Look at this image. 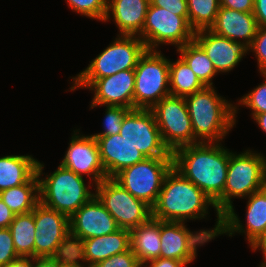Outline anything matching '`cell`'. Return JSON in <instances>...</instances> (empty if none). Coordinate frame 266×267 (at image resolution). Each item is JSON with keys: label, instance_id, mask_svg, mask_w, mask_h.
I'll list each match as a JSON object with an SVG mask.
<instances>
[{"label": "cell", "instance_id": "cb8c5ba5", "mask_svg": "<svg viewBox=\"0 0 266 267\" xmlns=\"http://www.w3.org/2000/svg\"><path fill=\"white\" fill-rule=\"evenodd\" d=\"M130 246L139 263H144L160 257V220L151 217L130 231Z\"/></svg>", "mask_w": 266, "mask_h": 267}, {"label": "cell", "instance_id": "bcb514c9", "mask_svg": "<svg viewBox=\"0 0 266 267\" xmlns=\"http://www.w3.org/2000/svg\"><path fill=\"white\" fill-rule=\"evenodd\" d=\"M68 267H81V266H78L74 262H72Z\"/></svg>", "mask_w": 266, "mask_h": 267}, {"label": "cell", "instance_id": "ab89813d", "mask_svg": "<svg viewBox=\"0 0 266 267\" xmlns=\"http://www.w3.org/2000/svg\"><path fill=\"white\" fill-rule=\"evenodd\" d=\"M147 265L148 267H186V265L180 260L162 257L150 260L144 263L142 267H147Z\"/></svg>", "mask_w": 266, "mask_h": 267}, {"label": "cell", "instance_id": "83f0119b", "mask_svg": "<svg viewBox=\"0 0 266 267\" xmlns=\"http://www.w3.org/2000/svg\"><path fill=\"white\" fill-rule=\"evenodd\" d=\"M9 229L15 250L19 256L34 257L35 222L34 209L14 216Z\"/></svg>", "mask_w": 266, "mask_h": 267}, {"label": "cell", "instance_id": "f1b7e54d", "mask_svg": "<svg viewBox=\"0 0 266 267\" xmlns=\"http://www.w3.org/2000/svg\"><path fill=\"white\" fill-rule=\"evenodd\" d=\"M177 52L205 86H213L212 78L218 73L205 51L194 40L177 48Z\"/></svg>", "mask_w": 266, "mask_h": 267}, {"label": "cell", "instance_id": "836d02e7", "mask_svg": "<svg viewBox=\"0 0 266 267\" xmlns=\"http://www.w3.org/2000/svg\"><path fill=\"white\" fill-rule=\"evenodd\" d=\"M18 257L10 229L0 228V267H6Z\"/></svg>", "mask_w": 266, "mask_h": 267}, {"label": "cell", "instance_id": "74e56055", "mask_svg": "<svg viewBox=\"0 0 266 267\" xmlns=\"http://www.w3.org/2000/svg\"><path fill=\"white\" fill-rule=\"evenodd\" d=\"M72 262L73 255L33 257V267H68Z\"/></svg>", "mask_w": 266, "mask_h": 267}, {"label": "cell", "instance_id": "7bdbcfd3", "mask_svg": "<svg viewBox=\"0 0 266 267\" xmlns=\"http://www.w3.org/2000/svg\"><path fill=\"white\" fill-rule=\"evenodd\" d=\"M250 246L253 251L259 249L263 252L264 261L262 263H266V229Z\"/></svg>", "mask_w": 266, "mask_h": 267}, {"label": "cell", "instance_id": "603a6c76", "mask_svg": "<svg viewBox=\"0 0 266 267\" xmlns=\"http://www.w3.org/2000/svg\"><path fill=\"white\" fill-rule=\"evenodd\" d=\"M149 4V0H107L104 22L112 16L119 35L138 36L142 32Z\"/></svg>", "mask_w": 266, "mask_h": 267}, {"label": "cell", "instance_id": "4fadbf2b", "mask_svg": "<svg viewBox=\"0 0 266 267\" xmlns=\"http://www.w3.org/2000/svg\"><path fill=\"white\" fill-rule=\"evenodd\" d=\"M186 226L185 222L160 220V257L177 259L187 266L194 262L199 245L203 246L216 236H220L222 230V225H215L209 230L192 232Z\"/></svg>", "mask_w": 266, "mask_h": 267}, {"label": "cell", "instance_id": "9a60e30c", "mask_svg": "<svg viewBox=\"0 0 266 267\" xmlns=\"http://www.w3.org/2000/svg\"><path fill=\"white\" fill-rule=\"evenodd\" d=\"M71 91L88 88L94 91L90 108L97 106H121L134 109V69L119 71L99 79H73Z\"/></svg>", "mask_w": 266, "mask_h": 267}, {"label": "cell", "instance_id": "3957f363", "mask_svg": "<svg viewBox=\"0 0 266 267\" xmlns=\"http://www.w3.org/2000/svg\"><path fill=\"white\" fill-rule=\"evenodd\" d=\"M184 98L198 142L219 143L236 124L237 106L218 95L214 86H206Z\"/></svg>", "mask_w": 266, "mask_h": 267}, {"label": "cell", "instance_id": "f35d334b", "mask_svg": "<svg viewBox=\"0 0 266 267\" xmlns=\"http://www.w3.org/2000/svg\"><path fill=\"white\" fill-rule=\"evenodd\" d=\"M220 7H226L239 12L253 13L254 0H220Z\"/></svg>", "mask_w": 266, "mask_h": 267}, {"label": "cell", "instance_id": "52a82bcc", "mask_svg": "<svg viewBox=\"0 0 266 267\" xmlns=\"http://www.w3.org/2000/svg\"><path fill=\"white\" fill-rule=\"evenodd\" d=\"M173 167V157L145 158L117 173L113 179L135 198L153 207L157 202L167 173Z\"/></svg>", "mask_w": 266, "mask_h": 267}, {"label": "cell", "instance_id": "7a4b0ae2", "mask_svg": "<svg viewBox=\"0 0 266 267\" xmlns=\"http://www.w3.org/2000/svg\"><path fill=\"white\" fill-rule=\"evenodd\" d=\"M215 203L174 167L164 178L152 217L161 221L186 222L203 219Z\"/></svg>", "mask_w": 266, "mask_h": 267}, {"label": "cell", "instance_id": "2e32d148", "mask_svg": "<svg viewBox=\"0 0 266 267\" xmlns=\"http://www.w3.org/2000/svg\"><path fill=\"white\" fill-rule=\"evenodd\" d=\"M69 226L73 247L82 240L108 235L120 229L95 195L69 218Z\"/></svg>", "mask_w": 266, "mask_h": 267}, {"label": "cell", "instance_id": "ac0fdd59", "mask_svg": "<svg viewBox=\"0 0 266 267\" xmlns=\"http://www.w3.org/2000/svg\"><path fill=\"white\" fill-rule=\"evenodd\" d=\"M130 244V230L122 228L108 235L85 239L74 247L73 262L81 267H92L115 254L130 250Z\"/></svg>", "mask_w": 266, "mask_h": 267}, {"label": "cell", "instance_id": "f546056e", "mask_svg": "<svg viewBox=\"0 0 266 267\" xmlns=\"http://www.w3.org/2000/svg\"><path fill=\"white\" fill-rule=\"evenodd\" d=\"M220 9V0H187L188 22L196 32L210 29Z\"/></svg>", "mask_w": 266, "mask_h": 267}, {"label": "cell", "instance_id": "ffe728a7", "mask_svg": "<svg viewBox=\"0 0 266 267\" xmlns=\"http://www.w3.org/2000/svg\"><path fill=\"white\" fill-rule=\"evenodd\" d=\"M193 40L205 51L217 73L233 70L249 51L242 41H232L210 29L196 31Z\"/></svg>", "mask_w": 266, "mask_h": 267}, {"label": "cell", "instance_id": "277c9868", "mask_svg": "<svg viewBox=\"0 0 266 267\" xmlns=\"http://www.w3.org/2000/svg\"><path fill=\"white\" fill-rule=\"evenodd\" d=\"M266 187V157L254 151L230 152L227 179L223 194L214 202L216 225H222L224 215L233 205L232 198L250 196Z\"/></svg>", "mask_w": 266, "mask_h": 267}, {"label": "cell", "instance_id": "d590c367", "mask_svg": "<svg viewBox=\"0 0 266 267\" xmlns=\"http://www.w3.org/2000/svg\"><path fill=\"white\" fill-rule=\"evenodd\" d=\"M92 267H142L132 250L115 254Z\"/></svg>", "mask_w": 266, "mask_h": 267}, {"label": "cell", "instance_id": "30bf717a", "mask_svg": "<svg viewBox=\"0 0 266 267\" xmlns=\"http://www.w3.org/2000/svg\"><path fill=\"white\" fill-rule=\"evenodd\" d=\"M195 31L188 17L175 15L164 8L148 6L142 32L138 35L147 50H157L160 44H172L179 48L193 41Z\"/></svg>", "mask_w": 266, "mask_h": 267}, {"label": "cell", "instance_id": "7c38bea8", "mask_svg": "<svg viewBox=\"0 0 266 267\" xmlns=\"http://www.w3.org/2000/svg\"><path fill=\"white\" fill-rule=\"evenodd\" d=\"M150 110L154 114L163 143L171 153L180 147L199 143L193 134L184 97L169 95Z\"/></svg>", "mask_w": 266, "mask_h": 267}, {"label": "cell", "instance_id": "5bb4252c", "mask_svg": "<svg viewBox=\"0 0 266 267\" xmlns=\"http://www.w3.org/2000/svg\"><path fill=\"white\" fill-rule=\"evenodd\" d=\"M119 134L146 158L173 157L163 143L150 109H131L123 119Z\"/></svg>", "mask_w": 266, "mask_h": 267}, {"label": "cell", "instance_id": "d6a6232c", "mask_svg": "<svg viewBox=\"0 0 266 267\" xmlns=\"http://www.w3.org/2000/svg\"><path fill=\"white\" fill-rule=\"evenodd\" d=\"M264 77V83L256 86L251 92L242 96L238 101L241 106H246L252 110V118L256 114L266 112V73L261 74Z\"/></svg>", "mask_w": 266, "mask_h": 267}, {"label": "cell", "instance_id": "8fae6325", "mask_svg": "<svg viewBox=\"0 0 266 267\" xmlns=\"http://www.w3.org/2000/svg\"><path fill=\"white\" fill-rule=\"evenodd\" d=\"M95 196L122 229L132 230L152 217V207L135 198L113 178L94 185Z\"/></svg>", "mask_w": 266, "mask_h": 267}, {"label": "cell", "instance_id": "8d00e7d4", "mask_svg": "<svg viewBox=\"0 0 266 267\" xmlns=\"http://www.w3.org/2000/svg\"><path fill=\"white\" fill-rule=\"evenodd\" d=\"M150 5L164 8L175 15L188 17L187 0H149Z\"/></svg>", "mask_w": 266, "mask_h": 267}, {"label": "cell", "instance_id": "e0dca14e", "mask_svg": "<svg viewBox=\"0 0 266 267\" xmlns=\"http://www.w3.org/2000/svg\"><path fill=\"white\" fill-rule=\"evenodd\" d=\"M79 132L74 131L60 165L80 176L86 174L97 185L107 178L97 140L91 134L83 136Z\"/></svg>", "mask_w": 266, "mask_h": 267}, {"label": "cell", "instance_id": "7402d4cb", "mask_svg": "<svg viewBox=\"0 0 266 267\" xmlns=\"http://www.w3.org/2000/svg\"><path fill=\"white\" fill-rule=\"evenodd\" d=\"M258 29L253 13L239 12L237 10L220 7L216 21L210 28L215 34L226 37L232 41L242 42L250 46Z\"/></svg>", "mask_w": 266, "mask_h": 267}, {"label": "cell", "instance_id": "6da1fadb", "mask_svg": "<svg viewBox=\"0 0 266 267\" xmlns=\"http://www.w3.org/2000/svg\"><path fill=\"white\" fill-rule=\"evenodd\" d=\"M173 167L213 202L224 192L230 151L219 143L199 142L176 149Z\"/></svg>", "mask_w": 266, "mask_h": 267}, {"label": "cell", "instance_id": "d6986e66", "mask_svg": "<svg viewBox=\"0 0 266 267\" xmlns=\"http://www.w3.org/2000/svg\"><path fill=\"white\" fill-rule=\"evenodd\" d=\"M246 209V228L242 225L232 206L222 215L221 234L232 237L233 234L244 233L251 245L266 229V187L248 196Z\"/></svg>", "mask_w": 266, "mask_h": 267}, {"label": "cell", "instance_id": "b9f144b4", "mask_svg": "<svg viewBox=\"0 0 266 267\" xmlns=\"http://www.w3.org/2000/svg\"><path fill=\"white\" fill-rule=\"evenodd\" d=\"M14 216L9 207L0 199V228H9Z\"/></svg>", "mask_w": 266, "mask_h": 267}, {"label": "cell", "instance_id": "ba28073f", "mask_svg": "<svg viewBox=\"0 0 266 267\" xmlns=\"http://www.w3.org/2000/svg\"><path fill=\"white\" fill-rule=\"evenodd\" d=\"M35 257L73 255L69 218L39 202L34 208Z\"/></svg>", "mask_w": 266, "mask_h": 267}, {"label": "cell", "instance_id": "5b68a950", "mask_svg": "<svg viewBox=\"0 0 266 267\" xmlns=\"http://www.w3.org/2000/svg\"><path fill=\"white\" fill-rule=\"evenodd\" d=\"M44 164L38 161L37 175L39 177V195L40 202L48 208L59 211L70 218L77 210H79L94 195L86 187L83 176L64 168L59 164L58 168L46 178L44 174ZM42 177V179H41Z\"/></svg>", "mask_w": 266, "mask_h": 267}, {"label": "cell", "instance_id": "60d3db41", "mask_svg": "<svg viewBox=\"0 0 266 267\" xmlns=\"http://www.w3.org/2000/svg\"><path fill=\"white\" fill-rule=\"evenodd\" d=\"M253 14L258 27L266 26V0H254Z\"/></svg>", "mask_w": 266, "mask_h": 267}, {"label": "cell", "instance_id": "ee69618b", "mask_svg": "<svg viewBox=\"0 0 266 267\" xmlns=\"http://www.w3.org/2000/svg\"><path fill=\"white\" fill-rule=\"evenodd\" d=\"M6 267H33V257L20 256L12 260Z\"/></svg>", "mask_w": 266, "mask_h": 267}, {"label": "cell", "instance_id": "44dd1931", "mask_svg": "<svg viewBox=\"0 0 266 267\" xmlns=\"http://www.w3.org/2000/svg\"><path fill=\"white\" fill-rule=\"evenodd\" d=\"M96 140L107 178H113L122 169L146 158L120 134L98 137Z\"/></svg>", "mask_w": 266, "mask_h": 267}, {"label": "cell", "instance_id": "4dcf8cb0", "mask_svg": "<svg viewBox=\"0 0 266 267\" xmlns=\"http://www.w3.org/2000/svg\"><path fill=\"white\" fill-rule=\"evenodd\" d=\"M70 9L80 15L104 21L107 12V0H66Z\"/></svg>", "mask_w": 266, "mask_h": 267}, {"label": "cell", "instance_id": "4316f807", "mask_svg": "<svg viewBox=\"0 0 266 267\" xmlns=\"http://www.w3.org/2000/svg\"><path fill=\"white\" fill-rule=\"evenodd\" d=\"M169 84L170 94L179 97H186L206 87L181 57L175 62L170 61Z\"/></svg>", "mask_w": 266, "mask_h": 267}, {"label": "cell", "instance_id": "7dc6e473", "mask_svg": "<svg viewBox=\"0 0 266 267\" xmlns=\"http://www.w3.org/2000/svg\"><path fill=\"white\" fill-rule=\"evenodd\" d=\"M259 267H266V263H261V265H259Z\"/></svg>", "mask_w": 266, "mask_h": 267}, {"label": "cell", "instance_id": "f6af8a7d", "mask_svg": "<svg viewBox=\"0 0 266 267\" xmlns=\"http://www.w3.org/2000/svg\"><path fill=\"white\" fill-rule=\"evenodd\" d=\"M253 119L260 126L261 130L266 133V112L256 114Z\"/></svg>", "mask_w": 266, "mask_h": 267}, {"label": "cell", "instance_id": "e575fe53", "mask_svg": "<svg viewBox=\"0 0 266 267\" xmlns=\"http://www.w3.org/2000/svg\"><path fill=\"white\" fill-rule=\"evenodd\" d=\"M248 50L254 52L258 61L259 72L261 74L266 73V26L258 27L256 36Z\"/></svg>", "mask_w": 266, "mask_h": 267}, {"label": "cell", "instance_id": "d4e9b609", "mask_svg": "<svg viewBox=\"0 0 266 267\" xmlns=\"http://www.w3.org/2000/svg\"><path fill=\"white\" fill-rule=\"evenodd\" d=\"M37 164L31 155L0 157V192L27 183L37 173Z\"/></svg>", "mask_w": 266, "mask_h": 267}, {"label": "cell", "instance_id": "8992f818", "mask_svg": "<svg viewBox=\"0 0 266 267\" xmlns=\"http://www.w3.org/2000/svg\"><path fill=\"white\" fill-rule=\"evenodd\" d=\"M169 65L161 50H146L135 72L134 109H151L170 94Z\"/></svg>", "mask_w": 266, "mask_h": 267}, {"label": "cell", "instance_id": "1f68e13d", "mask_svg": "<svg viewBox=\"0 0 266 267\" xmlns=\"http://www.w3.org/2000/svg\"><path fill=\"white\" fill-rule=\"evenodd\" d=\"M105 119L103 123L104 131L101 133L92 134L97 139L98 137L110 136L119 134L125 115L131 110L121 106H106Z\"/></svg>", "mask_w": 266, "mask_h": 267}, {"label": "cell", "instance_id": "484cf974", "mask_svg": "<svg viewBox=\"0 0 266 267\" xmlns=\"http://www.w3.org/2000/svg\"><path fill=\"white\" fill-rule=\"evenodd\" d=\"M0 199L14 215L33 211L40 202L37 173L27 183L1 191Z\"/></svg>", "mask_w": 266, "mask_h": 267}, {"label": "cell", "instance_id": "9c48e42d", "mask_svg": "<svg viewBox=\"0 0 266 267\" xmlns=\"http://www.w3.org/2000/svg\"><path fill=\"white\" fill-rule=\"evenodd\" d=\"M146 46L137 35H117V38L104 49L89 66L72 79H99L119 71L135 69Z\"/></svg>", "mask_w": 266, "mask_h": 267}]
</instances>
